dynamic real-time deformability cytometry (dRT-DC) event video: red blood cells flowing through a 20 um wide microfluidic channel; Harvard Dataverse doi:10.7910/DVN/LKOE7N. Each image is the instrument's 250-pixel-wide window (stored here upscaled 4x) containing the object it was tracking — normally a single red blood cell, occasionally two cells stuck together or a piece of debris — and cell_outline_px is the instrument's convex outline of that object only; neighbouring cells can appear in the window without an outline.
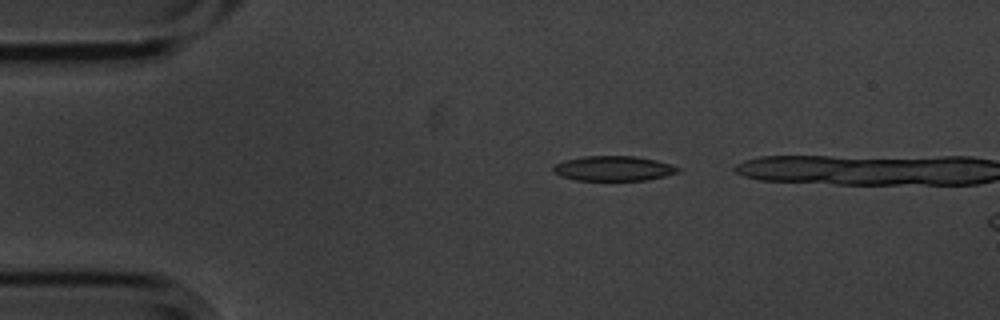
{"species": "common noctule bat (a hibernating species)", "species_latin": "Nyctalus noctula", "temperature_condition": "cold", "stored_images_in_passage": 3, "camera_frame_rate_fps": 3000, "um_per_image_px": 0.085, "animal": {"sex": "male", "body_mass_g": 20.1, "forearm_length_mm": 53.5}, "frame": {"image": 1, "passage_image": 2, "time_ms": 0.333, "image_size_px": [1000, 320], "cell_outline_px": [[680, 172], [648, 180], [576, 180], [560, 176], [552, 172], [552, 168], [556, 164], [564, 160], [584, 156], [636, 156], [656, 160], [672, 164], [680, 168]], "centroid_in_image_um": [52.15, 14.31], "position_along_channel_um": 32.8, "area_um2": 18.21}}